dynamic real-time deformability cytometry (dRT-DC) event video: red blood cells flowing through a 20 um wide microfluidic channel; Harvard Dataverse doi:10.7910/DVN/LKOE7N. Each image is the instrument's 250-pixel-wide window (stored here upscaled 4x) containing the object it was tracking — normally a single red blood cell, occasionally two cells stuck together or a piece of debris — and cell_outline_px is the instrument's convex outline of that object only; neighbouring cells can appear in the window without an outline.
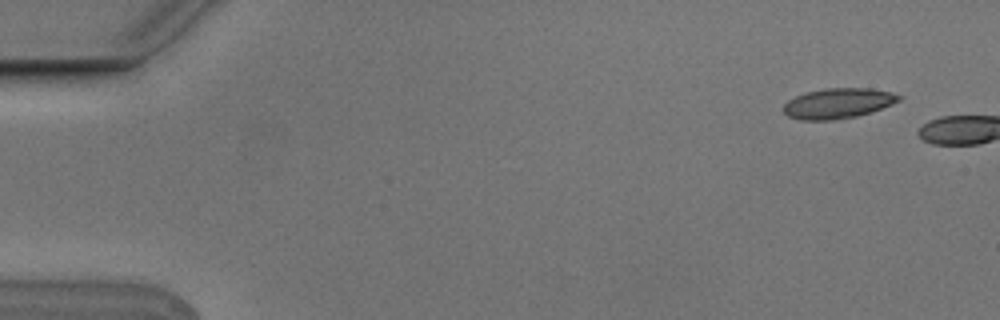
{"species": "Egyptian fruit bat (a non-hibernating species)", "species_latin": "Rousettus aegyptiacus", "temperature_condition": "cold", "stored_images_in_passage": 2, "camera_frame_rate_fps": 3000, "um_per_image_px": 0.085, "animal": {"sex": "male"}, "frame": {"image": 1, "passage_image": 1, "time_ms": 0.0, "image_size_px": [1000, 320], "cell_outline_px": [[900, 100], [892, 104], [856, 116], [832, 120], [800, 120], [788, 116], [784, 112], [784, 104], [788, 100], [796, 96], [808, 92], [824, 88], [872, 88], [892, 92], [900, 96]], "centroid_in_image_um": [71.21, 8.77], "position_along_channel_um": 13.8, "area_um2": 20.11}}